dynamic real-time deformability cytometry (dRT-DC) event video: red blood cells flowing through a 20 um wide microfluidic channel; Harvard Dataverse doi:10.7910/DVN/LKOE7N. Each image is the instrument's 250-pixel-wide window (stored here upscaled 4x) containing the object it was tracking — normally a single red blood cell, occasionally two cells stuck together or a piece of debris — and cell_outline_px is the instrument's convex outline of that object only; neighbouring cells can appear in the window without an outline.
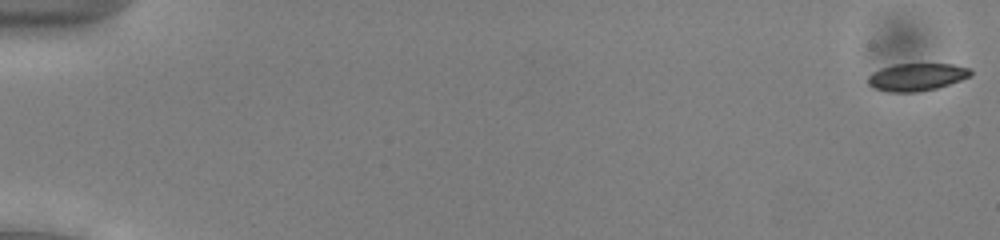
{"species": "common noctule bat (a hibernating species)", "species_latin": "Nyctalus noctula", "temperature_condition": "cold", "stored_images_in_passage": 54, "camera_frame_rate_fps": 3000, "um_per_image_px": 0.085, "animal": {"sex": "male", "body_mass_g": 13.0, "forearm_length_mm": 53.1}, "frame": {"image": 1, "passage_image": 1, "time_ms": 0.0, "image_size_px": [1000, 240], "cell_outline_px": [[972, 76], [936, 88], [916, 92], [888, 92], [876, 88], [868, 84], [868, 76], [872, 72], [880, 68], [896, 64], [952, 64], [972, 68]], "centroid_in_image_um": [77.93, 6.53], "position_along_channel_um": 7.1, "area_um2": 16.47}}
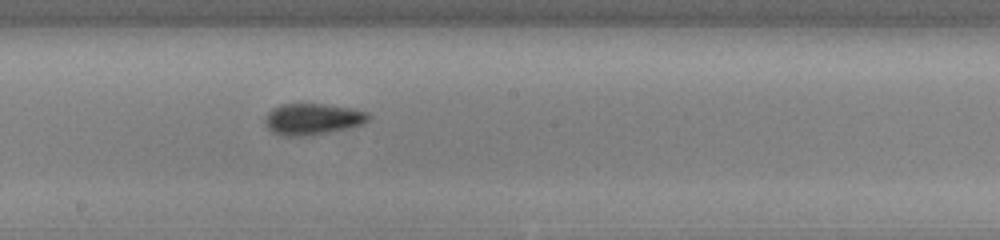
{"frame": {"image": 2, "passage_image": 31, "time_ms": 10.0, "image_size_px": [1000, 240], "cell_outline_px": [[368, 120], [364, 124], [328, 132], [304, 136], [280, 136], [272, 132], [268, 128], [264, 120], [268, 112], [272, 108], [280, 104], [324, 104], [348, 108], [368, 112]], "centroid_in_image_um": [26.52, 10.12], "position_along_channel_um": 221.7, "area_um2": 18.73}}
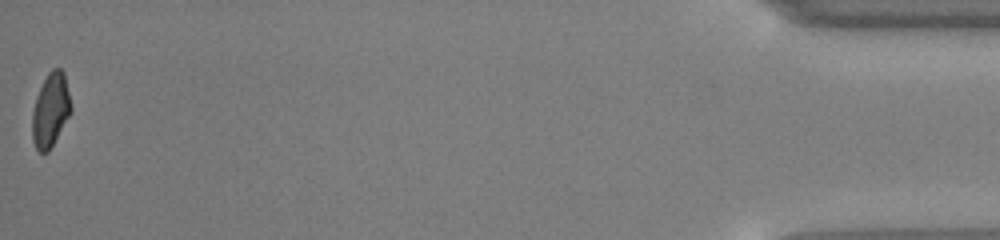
{"frame": {"image": 3, "passage_image": 54, "time_ms": 17.667, "image_size_px": [1000, 240], "cell_outline_px": [[72, 112], [48, 152], [40, 152], [36, 148], [32, 140], [32, 112], [36, 96], [48, 72], [52, 68], [60, 68], [64, 72], [72, 108]], "centroid_in_image_um": [4.3, 9.35], "position_along_channel_um": 430.9, "area_um2": 16.7}, "authors_computed_cell_mechanics": {"area_um2": 17.5134, "velocity_mm_per_s": 3.9134, "shape_relaxation_time_tau1_ms": 3.392, "shape_relaxation_time_tau2_ms": 2.1215, "deformation_change_tau1": 0.0877, "deformation_change_tau2": 0.0557}}